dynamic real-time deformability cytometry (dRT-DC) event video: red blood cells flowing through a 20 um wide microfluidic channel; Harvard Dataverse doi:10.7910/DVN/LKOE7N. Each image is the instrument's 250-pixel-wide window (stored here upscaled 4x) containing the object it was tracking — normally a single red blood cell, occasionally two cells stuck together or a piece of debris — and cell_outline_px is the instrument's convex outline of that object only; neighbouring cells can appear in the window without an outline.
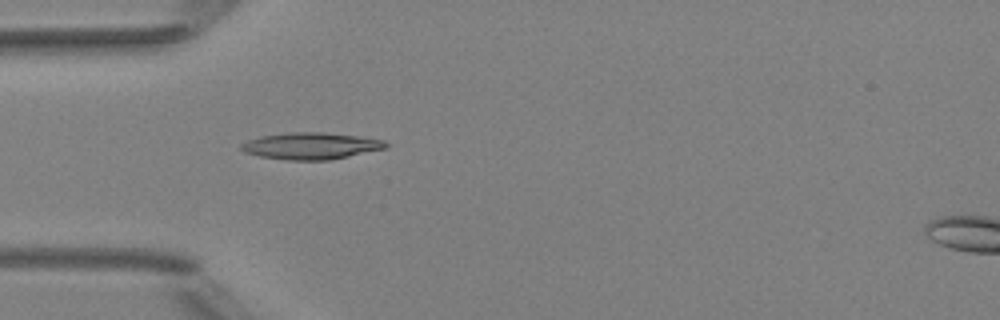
{"species": "Egyptian fruit bat (a non-hibernating species)", "species_latin": "Rousettus aegyptiacus", "temperature_condition": "room temperature", "stored_images_in_passage": 2, "camera_frame_rate_fps": 3000, "um_per_image_px": 0.085, "animal": {"sex": "female"}, "frame": {"image": 1, "passage_image": 1, "time_ms": 0.0, "image_size_px": [1000, 320], "cell_outline_px": [[388, 148], [328, 160], [288, 160], [260, 156], [244, 152], [240, 148], [240, 144], [248, 140], [260, 136], [288, 132], [324, 132], [360, 136], [384, 140], [388, 144]], "centroid_in_image_um": [26.43, 12.39], "position_along_channel_um": 58.6, "area_um2": 22.6}}